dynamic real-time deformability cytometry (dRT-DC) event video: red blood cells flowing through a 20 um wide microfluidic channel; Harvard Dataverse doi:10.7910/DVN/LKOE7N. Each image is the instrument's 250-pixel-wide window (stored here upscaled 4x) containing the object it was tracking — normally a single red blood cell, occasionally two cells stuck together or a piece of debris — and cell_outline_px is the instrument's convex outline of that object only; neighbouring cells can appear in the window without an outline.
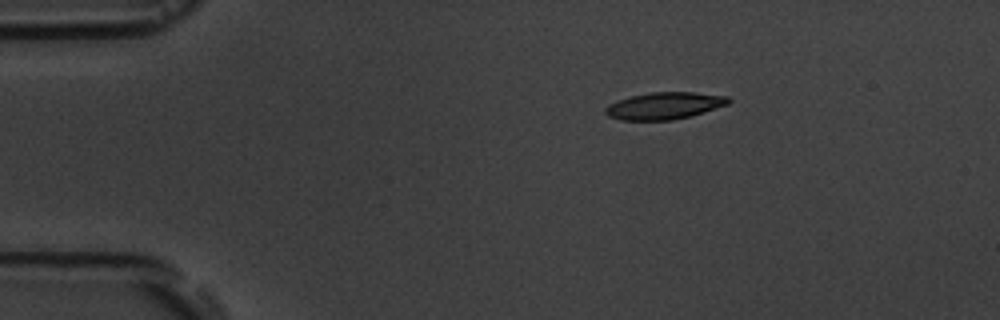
{"species": "common noctule bat (a hibernating species)", "species_latin": "Nyctalus noctula", "temperature_condition": "room temperature", "stored_images_in_passage": 3, "camera_frame_rate_fps": 3000, "um_per_image_px": 0.085, "animal": {"sex": "male", "body_mass_g": 19.5, "forearm_length_mm": 54.6}, "frame": {"image": 1, "passage_image": 1, "time_ms": 0.0, "image_size_px": [1000, 320], "cell_outline_px": [[732, 100], [728, 104], [692, 116], [672, 120], [620, 120], [608, 116], [604, 112], [604, 108], [608, 104], [616, 100], [632, 96], [652, 92], [696, 92], [728, 96]], "centroid_in_image_um": [56.47, 8.99], "position_along_channel_um": 28.5, "area_um2": 19.54}}